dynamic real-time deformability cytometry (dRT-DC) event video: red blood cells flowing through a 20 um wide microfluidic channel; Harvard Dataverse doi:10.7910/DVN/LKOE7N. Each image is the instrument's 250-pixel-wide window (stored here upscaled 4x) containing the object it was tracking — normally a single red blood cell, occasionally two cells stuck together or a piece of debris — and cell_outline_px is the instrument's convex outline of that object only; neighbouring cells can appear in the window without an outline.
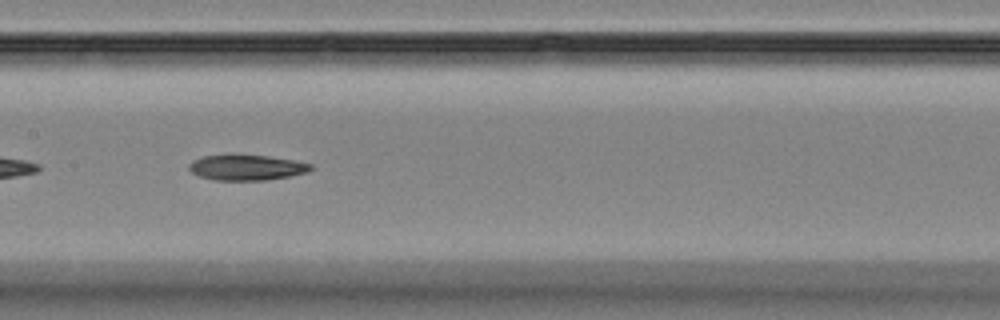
{"species": "Egyptian fruit bat (a non-hibernating species)", "species_latin": "Rousettus aegyptiacus", "temperature_condition": "room temperature", "stored_images_in_passage": 15, "camera_frame_rate_fps": 3000, "um_per_image_px": 0.085, "animal": {"sex": "female"}, "frame": {"image": 1, "passage_image": 7, "time_ms": 8.0, "image_size_px": [1000, 320], "cell_outline_px": [[312, 168], [308, 172], [288, 176], [264, 180], [212, 180], [200, 176], [192, 172], [188, 168], [188, 164], [192, 160], [204, 156], [268, 156], [292, 160], [312, 164]], "centroid_in_image_um": [20.94, 14.25], "position_along_channel_um": 186.5, "area_um2": 17.63}}
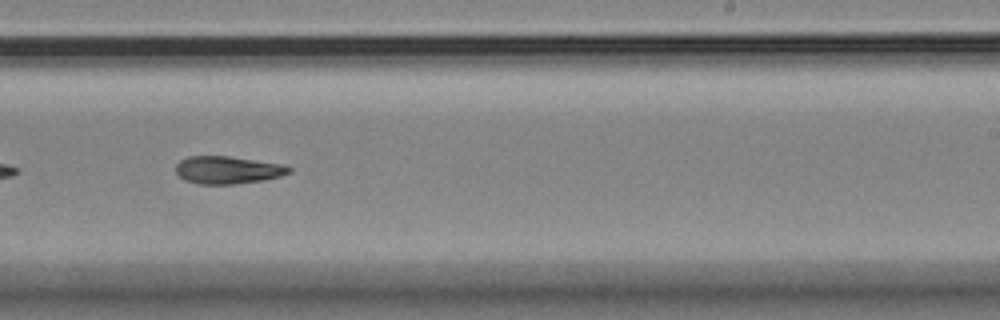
{"frame": {"image": 2, "passage_image": 9, "time_ms": 10.333, "image_size_px": [1000, 320], "cell_outline_px": [[292, 172], [280, 176], [264, 180], [236, 184], [196, 184], [184, 180], [176, 172], [176, 164], [180, 160], [188, 156], [228, 156], [284, 164], [292, 168]], "centroid_in_image_um": [19.36, 14.45], "position_along_channel_um": 269.6, "area_um2": 18.38}}
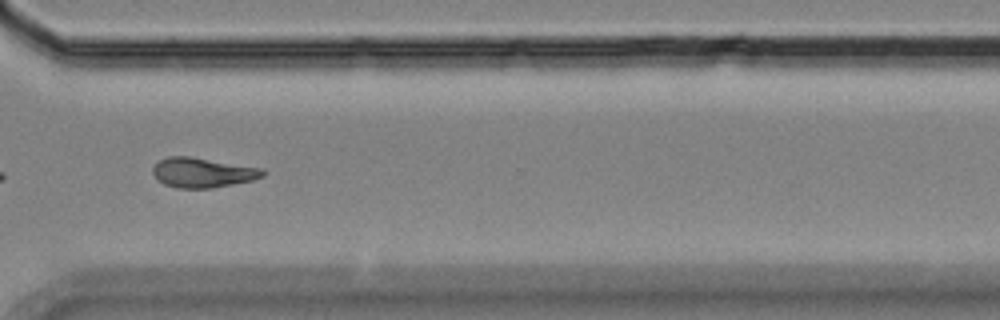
{"frame": {"image": 3, "passage_image": 11, "time_ms": 12.667, "image_size_px": [1000, 320], "cell_outline_px": [[264, 176], [252, 180], [212, 188], [176, 188], [164, 184], [156, 180], [152, 172], [152, 168], [160, 160], [168, 156], [188, 156], [264, 168]], "centroid_in_image_um": [17.2, 14.67], "position_along_channel_um": 353.4, "area_um2": 19.13}, "authors_computed_cell_mechanics": {"area_um2": 19.0162, "velocity_mm_per_s": 3.5899, "shape_relaxation_time_tau1_ms": null, "shape_relaxation_time_tau2_ms": 9.845, "deformation_change_tau1": null, "deformation_change_tau2": 0.1923}}